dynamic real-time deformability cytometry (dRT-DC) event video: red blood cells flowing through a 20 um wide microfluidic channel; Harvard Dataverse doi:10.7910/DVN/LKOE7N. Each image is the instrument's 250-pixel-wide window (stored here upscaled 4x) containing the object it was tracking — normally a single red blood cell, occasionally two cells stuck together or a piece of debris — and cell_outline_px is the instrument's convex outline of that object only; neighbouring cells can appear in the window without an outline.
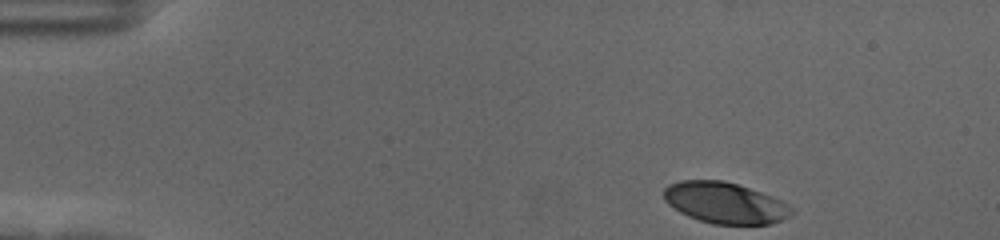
{"species": "human", "species_latin": "Homo sapiens", "temperature_condition": "cold", "stored_images_in_passage": 41, "camera_frame_rate_fps": 3000, "um_per_image_px": 0.085, "donor": {"sex": "female"}, "frame": {"image": 1, "passage_image": 1, "time_ms": 0.0, "image_size_px": [1000, 240], "cell_outline_px": [[792, 212], [788, 216], [772, 224], [712, 224], [688, 216], [680, 212], [668, 204], [664, 200], [664, 188], [668, 184], [680, 180], [724, 180], [772, 196], [788, 204], [792, 208]], "centroid_in_image_um": [61.59, 17.24], "position_along_channel_um": 23.4, "area_um2": 30.46}}
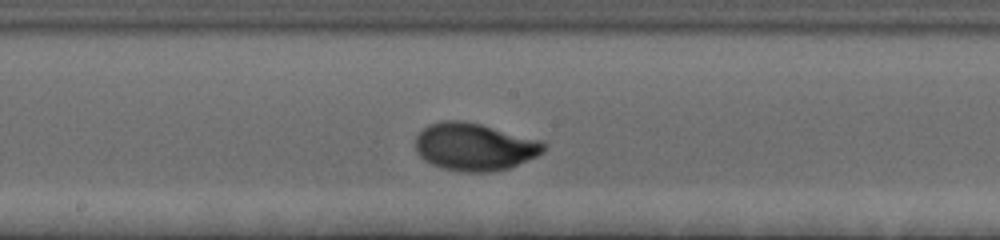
{"frame": {"image": 2, "passage_image": 24, "time_ms": 7.667, "image_size_px": [1000, 240], "cell_outline_px": [[548, 144], [544, 152], [536, 156], [508, 168], [492, 172], [460, 172], [440, 168], [424, 160], [416, 152], [416, 136], [428, 124], [444, 120], [464, 120], [544, 140]], "centroid_in_image_um": [40.35, 12.47], "position_along_channel_um": 207.8, "area_um2": 35.95}}
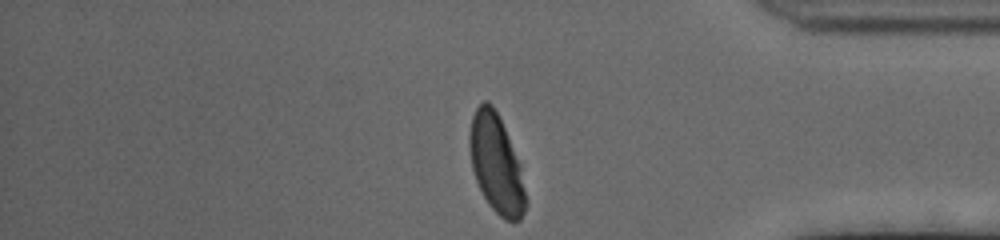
{"frame": {"image": 3, "passage_image": 41, "time_ms": 13.333, "image_size_px": [1000, 240], "cell_outline_px": [[528, 204], [520, 220], [504, 220], [488, 204], [476, 180], [472, 168], [468, 144], [468, 136], [472, 116], [476, 108], [484, 100], [488, 100], [492, 104], [504, 128], [520, 164], [528, 200]], "centroid_in_image_um": [42.18, 13.95], "position_along_channel_um": 393.0, "area_um2": 32.19}, "authors_computed_cell_mechanics": {"area_um2": 33.524, "velocity_mm_per_s": 3.6032, "shape_relaxation_time_tau1_ms": 2.7301, "shape_relaxation_time_tau2_ms": null, "deformation_change_tau1": 0.1682, "deformation_change_tau2": null}}